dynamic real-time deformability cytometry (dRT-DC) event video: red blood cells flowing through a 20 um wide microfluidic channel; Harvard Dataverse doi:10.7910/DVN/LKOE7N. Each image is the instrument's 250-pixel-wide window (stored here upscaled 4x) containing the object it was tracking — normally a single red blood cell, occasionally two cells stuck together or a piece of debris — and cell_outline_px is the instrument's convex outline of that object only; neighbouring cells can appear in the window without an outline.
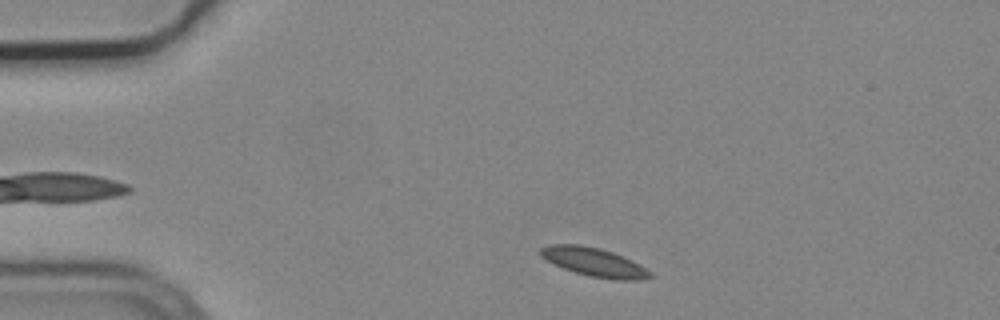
{"species": "common noctule bat (a hibernating species)", "species_latin": "Nyctalus noctula", "temperature_condition": "cold", "stored_images_in_passage": 3, "camera_frame_rate_fps": 3000, "um_per_image_px": 0.085, "animal": {"sex": "male", "body_mass_g": 19.2, "forearm_length_mm": 51.8}, "frame": {"image": 1, "passage_image": 1, "time_ms": 0.0, "image_size_px": [1000, 320], "cell_outline_px": [[652, 276], [640, 280], [620, 280], [588, 276], [564, 268], [540, 256], [540, 248], [548, 244], [580, 244], [600, 248], [612, 252], [632, 260], [640, 264], [652, 272]], "centroid_in_image_um": [50.52, 22.27], "position_along_channel_um": 34.5, "area_um2": 18.21}}
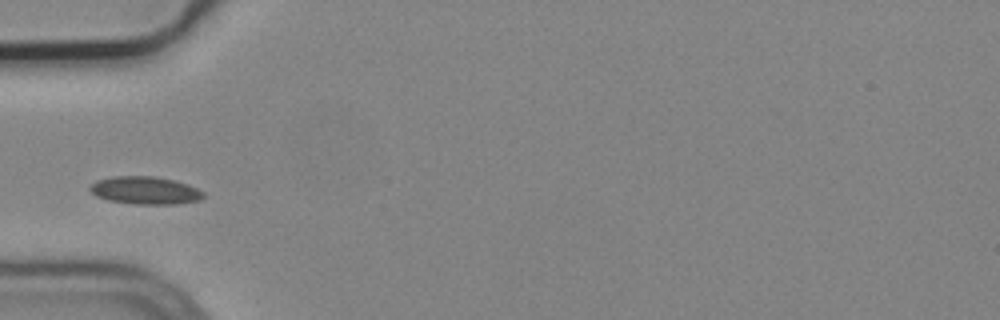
{"frame": {"image": 2, "passage_image": 3, "time_ms": 0.667, "image_size_px": [1000, 320], "cell_outline_px": [[204, 196], [200, 200], [176, 204], [136, 204], [108, 200], [96, 196], [88, 188], [96, 180], [112, 176], [156, 176], [176, 180], [188, 184], [204, 192]], "centroid_in_image_um": [12.35, 16.17], "position_along_channel_um": 72.7, "area_um2": 18.44}}